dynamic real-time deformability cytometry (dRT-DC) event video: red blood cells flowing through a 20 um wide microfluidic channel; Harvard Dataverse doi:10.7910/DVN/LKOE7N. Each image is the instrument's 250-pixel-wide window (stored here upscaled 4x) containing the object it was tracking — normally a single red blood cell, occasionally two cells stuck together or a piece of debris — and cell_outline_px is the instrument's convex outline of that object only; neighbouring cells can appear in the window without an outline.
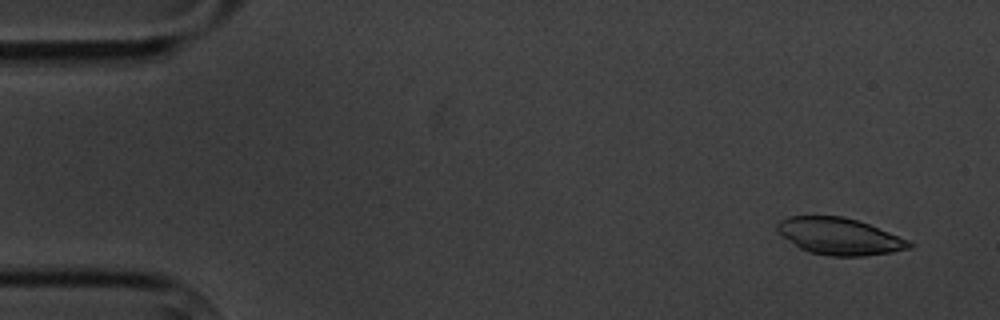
{"species": "common noctule bat (a hibernating species)", "species_latin": "Nyctalus noctula", "temperature_condition": "cold", "stored_images_in_passage": 6, "camera_frame_rate_fps": 3000, "um_per_image_px": 0.085, "animal": {"sex": "male", "body_mass_g": 20.1, "forearm_length_mm": 53.5}, "frame": {"image": 1, "passage_image": 1, "time_ms": 0.0, "image_size_px": [1000, 320], "cell_outline_px": [[916, 244], [912, 248], [892, 252], [864, 256], [828, 256], [808, 252], [800, 248], [784, 236], [776, 228], [776, 224], [780, 220], [788, 216], [844, 216], [868, 224], [908, 240]], "centroid_in_image_um": [71.37, 20.09], "position_along_channel_um": 13.6, "area_um2": 28.15}}
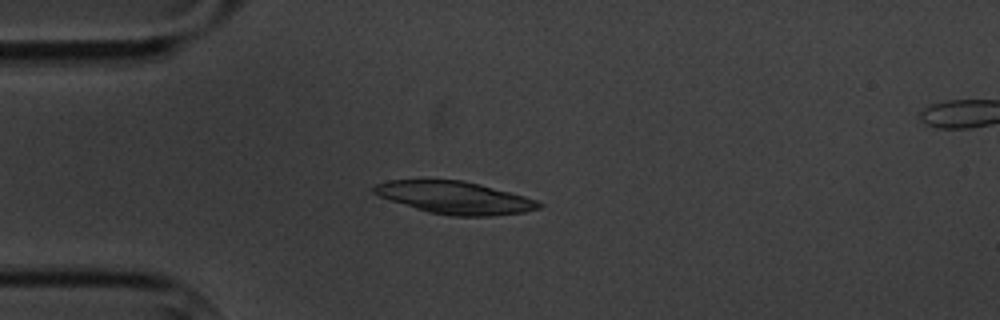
{"frame": {"image": 2, "passage_image": 4, "time_ms": 3.667, "image_size_px": [1000, 320], "cell_outline_px": [[544, 204], [540, 208], [524, 212], [488, 216], [452, 216], [428, 212], [380, 196], [372, 192], [372, 188], [376, 184], [388, 180], [464, 180], [480, 184], [524, 196], [536, 200]], "centroid_in_image_um": [38.68, 16.8], "position_along_channel_um": 46.3, "area_um2": 30.87}}